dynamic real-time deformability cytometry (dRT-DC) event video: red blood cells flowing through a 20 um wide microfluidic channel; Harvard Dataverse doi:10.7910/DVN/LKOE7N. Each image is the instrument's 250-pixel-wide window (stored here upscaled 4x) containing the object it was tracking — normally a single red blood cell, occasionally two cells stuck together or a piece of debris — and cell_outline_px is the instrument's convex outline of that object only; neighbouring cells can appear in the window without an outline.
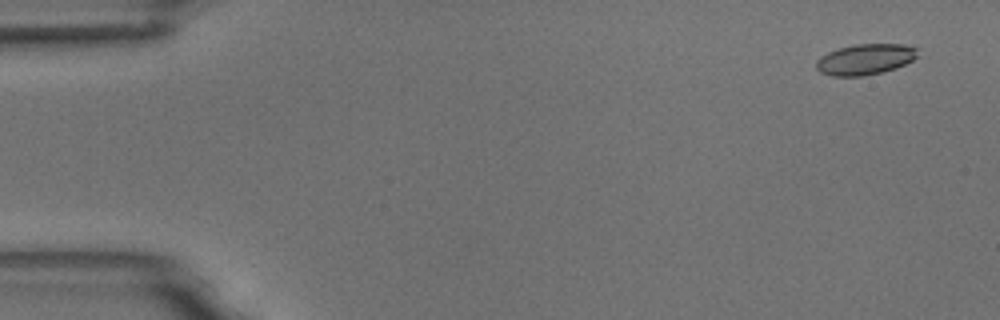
{"species": "common noctule bat (a hibernating species)", "species_latin": "Nyctalus noctula", "temperature_condition": "room temperature", "stored_images_in_passage": 6, "camera_frame_rate_fps": 3000, "um_per_image_px": 0.085, "animal": {"sex": "male", "body_mass_g": 18.8}, "frame": {"image": 1, "passage_image": 1, "time_ms": 0.0, "image_size_px": [1000, 320], "cell_outline_px": [[920, 56], [896, 68], [880, 72], [860, 76], [832, 76], [820, 72], [816, 68], [816, 60], [820, 56], [836, 48], [856, 44], [904, 44], [920, 48]], "centroid_in_image_um": [73.57, 5.02], "position_along_channel_um": 11.4, "area_um2": 18.44}}
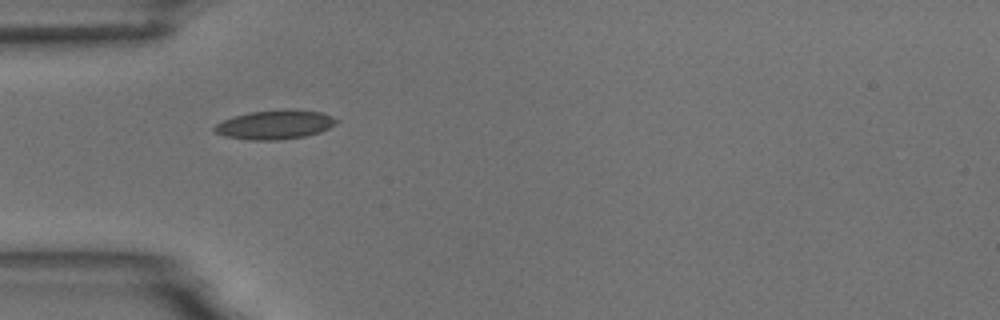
{"frame": {"image": 2, "passage_image": 5, "time_ms": 4.667, "image_size_px": [1000, 320], "cell_outline_px": [[340, 120], [336, 124], [320, 132], [304, 136], [276, 140], [252, 140], [224, 136], [212, 132], [212, 128], [216, 124], [224, 120], [236, 116], [252, 112], [320, 112], [332, 116]], "centroid_in_image_um": [23.33, 10.65], "position_along_channel_um": 61.7, "area_um2": 19.71}}